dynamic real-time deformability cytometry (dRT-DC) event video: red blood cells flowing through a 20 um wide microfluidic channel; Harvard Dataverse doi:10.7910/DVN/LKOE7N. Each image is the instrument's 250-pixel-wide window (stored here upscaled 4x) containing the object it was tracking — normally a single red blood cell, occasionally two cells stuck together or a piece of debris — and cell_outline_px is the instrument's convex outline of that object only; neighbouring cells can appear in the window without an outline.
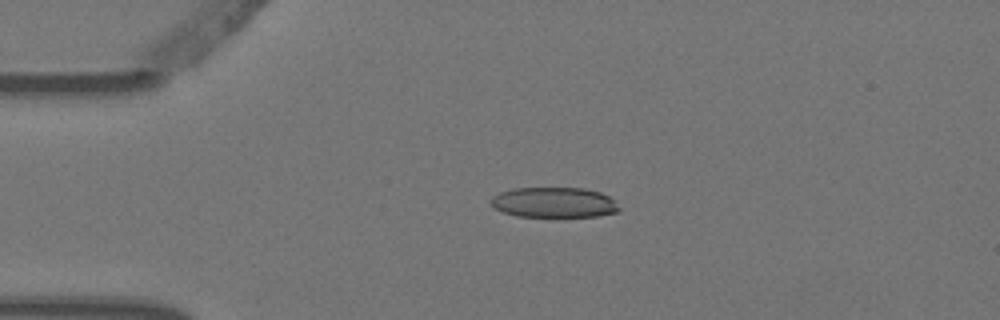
{"species": "Egyptian fruit bat (a non-hibernating species)", "species_latin": "Rousettus aegyptiacus", "temperature_condition": "warm", "stored_images_in_passage": 4, "camera_frame_rate_fps": 3000, "um_per_image_px": 0.085, "animal": {"sex": "female"}, "frame": {"image": 1, "passage_image": 3, "time_ms": 0.667, "image_size_px": [1000, 320], "cell_outline_px": [[620, 208], [616, 212], [600, 216], [516, 216], [492, 208], [488, 204], [488, 200], [492, 196], [500, 192], [512, 188], [584, 188], [600, 192], [608, 196]], "centroid_in_image_um": [47.01, 17.2], "position_along_channel_um": 38.0, "area_um2": 22.72}}